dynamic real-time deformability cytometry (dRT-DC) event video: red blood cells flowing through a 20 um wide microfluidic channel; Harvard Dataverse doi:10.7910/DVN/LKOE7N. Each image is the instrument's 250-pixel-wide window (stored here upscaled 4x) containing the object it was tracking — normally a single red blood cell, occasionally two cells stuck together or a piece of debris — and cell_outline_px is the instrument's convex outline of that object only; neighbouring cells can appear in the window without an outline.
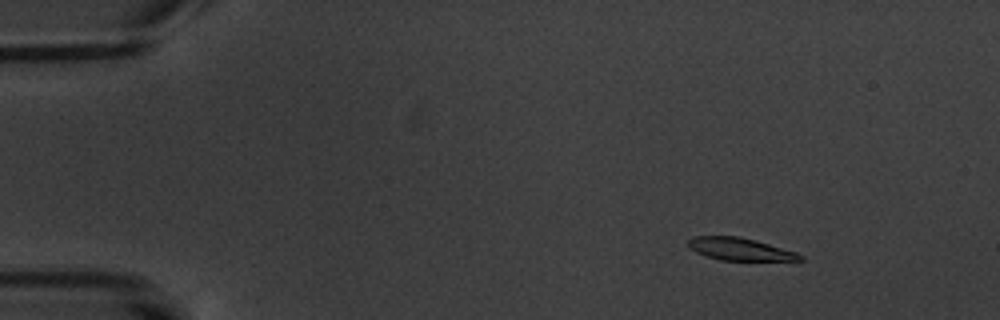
{"species": "common noctule bat (a hibernating species)", "species_latin": "Nyctalus noctula", "temperature_condition": "warm", "stored_images_in_passage": 5, "camera_frame_rate_fps": 3000, "um_per_image_px": 0.085, "animal": {"sex": "male", "body_mass_g": 20.1, "forearm_length_mm": 53.5}, "frame": {"image": 1, "passage_image": 2, "time_ms": 1.0, "image_size_px": [1000, 320], "cell_outline_px": [[804, 260], [720, 260], [696, 252], [688, 248], [688, 240], [692, 236], [740, 236], [756, 240], [796, 252], [804, 256]], "centroid_in_image_um": [62.88, 21.16], "position_along_channel_um": 22.1, "area_um2": 14.62}}